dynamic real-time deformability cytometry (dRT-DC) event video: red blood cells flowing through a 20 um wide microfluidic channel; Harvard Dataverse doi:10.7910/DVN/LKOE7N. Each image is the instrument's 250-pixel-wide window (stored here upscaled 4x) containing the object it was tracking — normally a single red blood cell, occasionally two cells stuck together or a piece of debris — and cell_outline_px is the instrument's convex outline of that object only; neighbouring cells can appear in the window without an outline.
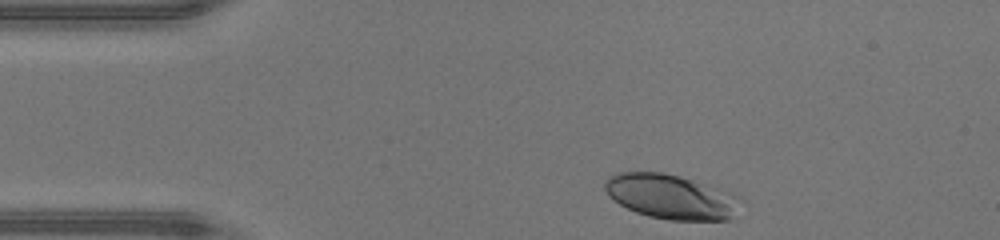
{"species": "human", "species_latin": "Homo sapiens", "temperature_condition": "warm", "stored_images_in_passage": 31, "camera_frame_rate_fps": 3000, "um_per_image_px": 0.085, "donor": {"sex": "male"}, "frame": {"image": 1, "passage_image": 1, "time_ms": 0.0, "image_size_px": [1000, 240], "cell_outline_px": [[748, 200], [728, 220], [668, 220], [648, 216], [636, 212], [612, 200], [608, 196], [604, 188], [604, 184], [608, 176], [616, 172], [660, 172], [680, 176], [732, 192]], "centroid_in_image_um": [57.09, 16.72], "position_along_channel_um": 27.9, "area_um2": 35.89}}
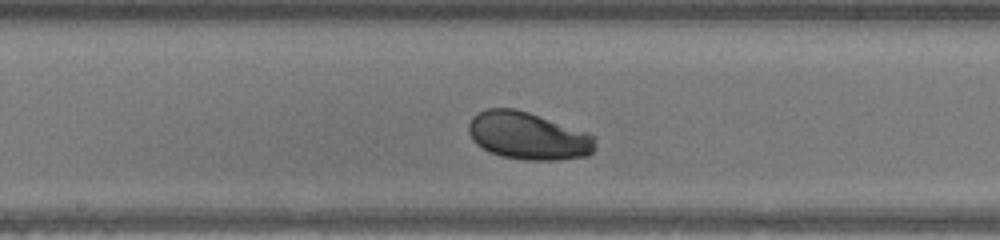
{"frame": {"image": 2, "passage_image": 17, "time_ms": 5.333, "image_size_px": [1000, 240], "cell_outline_px": [[596, 148], [588, 156], [556, 160], [524, 160], [500, 156], [488, 152], [476, 144], [472, 140], [468, 132], [468, 124], [472, 116], [488, 108], [516, 108], [588, 132], [596, 136]], "centroid_in_image_um": [44.89, 11.55], "position_along_channel_um": 203.3, "area_um2": 35.49}}
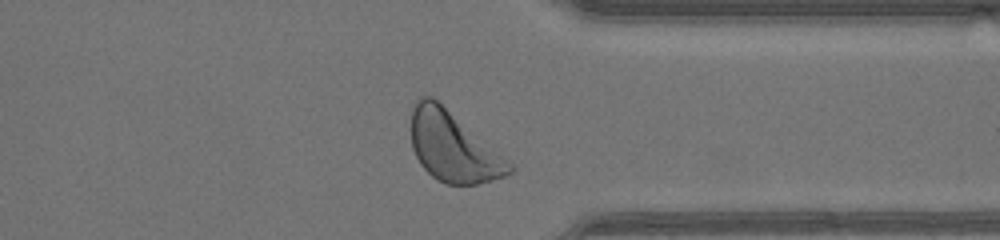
{"frame": {"image": 3, "passage_image": 29, "time_ms": 9.333, "image_size_px": [1000, 240], "cell_outline_px": [[516, 168], [512, 172], [504, 176], [492, 180], [476, 184], [444, 184], [436, 180], [420, 164], [412, 148], [412, 108], [416, 100], [424, 92], [432, 96], [512, 164]], "centroid_in_image_um": [38.47, 12.48], "position_along_channel_um": 372.9, "area_um2": 39.48}, "authors_computed_cell_mechanics": {"area_um2": 34.2176, "velocity_mm_per_s": 4.3696, "shape_relaxation_time_tau1_ms": 2.7893, "shape_relaxation_time_tau2_ms": null, "deformation_change_tau1": 0.1512, "deformation_change_tau2": null}}